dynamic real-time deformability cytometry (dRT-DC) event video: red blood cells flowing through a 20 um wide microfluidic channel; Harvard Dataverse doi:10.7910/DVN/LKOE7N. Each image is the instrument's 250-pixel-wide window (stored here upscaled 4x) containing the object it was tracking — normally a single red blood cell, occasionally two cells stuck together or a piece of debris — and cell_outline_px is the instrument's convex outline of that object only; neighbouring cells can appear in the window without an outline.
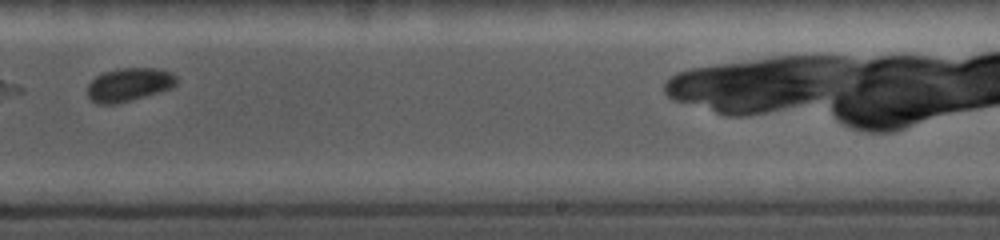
{"species": "common noctule bat (a hibernating species)", "species_latin": "Nyctalus noctula", "temperature_condition": "cold", "stored_images_in_passage": 24, "camera_frame_rate_fps": 5000, "um_per_image_px": 0.085, "animal": {"sex": "female", "body_mass_g": 19.0, "forearm_length_mm": 56.7}, "frame": {"image": 1, "passage_image": 17, "time_ms": 5.0, "image_size_px": [1000, 240], "cell_outline_px": [[176, 84], [172, 88], [132, 100], [116, 104], [96, 104], [88, 96], [88, 84], [96, 76], [104, 72], [116, 68], [164, 68], [172, 72], [176, 76]], "centroid_in_image_um": [10.98, 7.18], "position_along_channel_um": 278.0, "area_um2": 17.51}}